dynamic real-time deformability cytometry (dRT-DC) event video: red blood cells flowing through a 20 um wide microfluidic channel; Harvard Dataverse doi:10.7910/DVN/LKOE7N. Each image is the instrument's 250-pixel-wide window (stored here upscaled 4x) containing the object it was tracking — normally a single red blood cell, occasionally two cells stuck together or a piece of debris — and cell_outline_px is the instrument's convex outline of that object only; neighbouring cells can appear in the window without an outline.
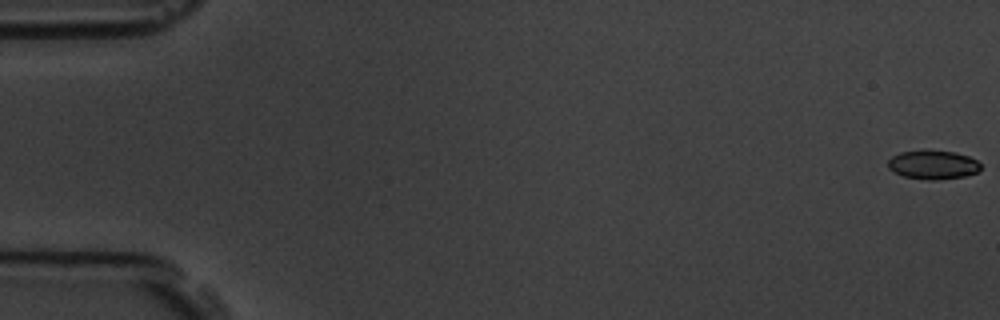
{"species": "common noctule bat (a hibernating species)", "species_latin": "Nyctalus noctula", "temperature_condition": "room temperature", "stored_images_in_passage": 5, "camera_frame_rate_fps": 3000, "um_per_image_px": 0.085, "animal": {"sex": "male", "body_mass_g": 19.5, "forearm_length_mm": 54.6}, "frame": {"image": 1, "passage_image": 1, "time_ms": 0.0, "image_size_px": [1000, 320], "cell_outline_px": [[980, 168], [976, 172], [964, 176], [940, 180], [928, 180], [904, 176], [888, 168], [888, 160], [892, 156], [900, 152], [956, 152], [968, 156], [976, 160], [980, 164]], "centroid_in_image_um": [79.31, 14.03], "position_along_channel_um": 5.7, "area_um2": 15.09}}
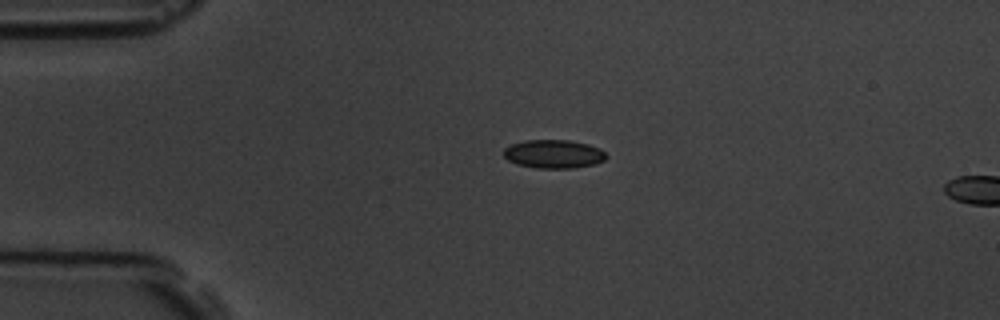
{"frame": {"image": 2, "passage_image": 4, "time_ms": 4.333, "image_size_px": [1000, 320], "cell_outline_px": [[608, 156], [604, 160], [596, 164], [572, 168], [536, 168], [516, 164], [508, 160], [504, 156], [504, 148], [512, 144], [524, 140], [568, 140], [588, 144], [600, 148]], "centroid_in_image_um": [47.07, 13.09], "position_along_channel_um": 37.9, "area_um2": 17.11}}